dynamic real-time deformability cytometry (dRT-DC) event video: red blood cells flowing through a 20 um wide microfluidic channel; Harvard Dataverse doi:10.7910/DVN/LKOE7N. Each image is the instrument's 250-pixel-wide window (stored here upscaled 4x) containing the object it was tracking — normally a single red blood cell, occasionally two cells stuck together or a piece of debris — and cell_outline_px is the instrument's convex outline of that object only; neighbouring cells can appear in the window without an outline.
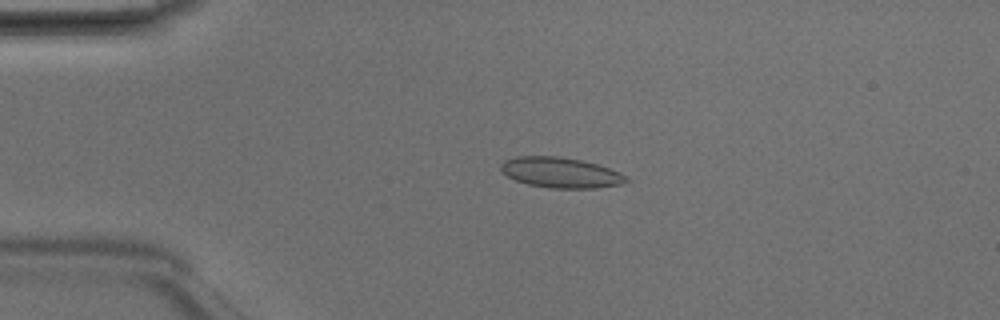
{"species": "Egyptian fruit bat (a non-hibernating species)", "species_latin": "Rousettus aegyptiacus", "temperature_condition": "room temperature", "stored_images_in_passage": 39, "camera_frame_rate_fps": 3000, "um_per_image_px": 0.085, "animal": {"sex": "male"}, "frame": {"image": 1, "passage_image": 2, "time_ms": 0.333, "image_size_px": [1000, 320], "cell_outline_px": [[628, 180], [620, 184], [596, 188], [548, 188], [528, 184], [516, 180], [508, 176], [500, 168], [500, 164], [504, 160], [516, 156], [560, 156], [580, 160], [596, 164], [620, 172], [628, 176]], "centroid_in_image_um": [47.64, 14.66], "position_along_channel_um": 37.4, "area_um2": 22.14}}
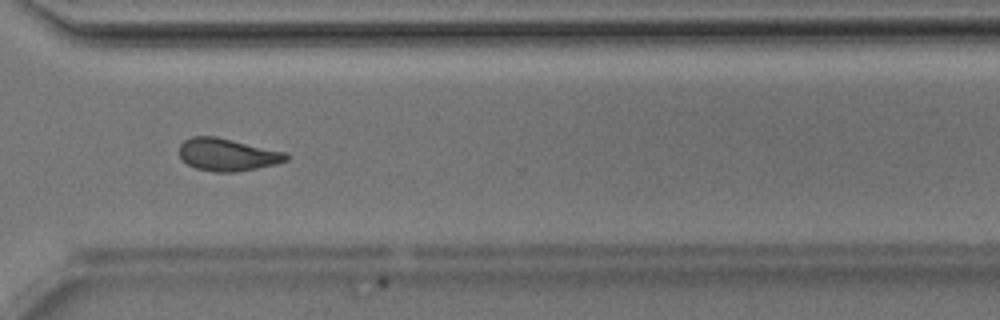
{"frame": {"image": 2, "passage_image": 27, "time_ms": 8.667, "image_size_px": [1000, 320], "cell_outline_px": [[288, 160], [276, 164], [236, 172], [216, 172], [196, 168], [188, 164], [180, 156], [180, 144], [184, 140], [192, 136], [216, 136], [284, 152], [288, 156]], "centroid_in_image_um": [19.31, 13.14], "position_along_channel_um": 351.3, "area_um2": 20.0}}
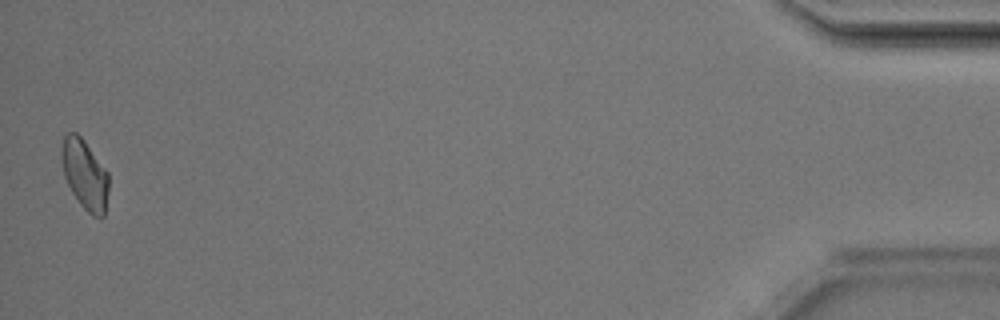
{"frame": {"image": 3, "passage_image": 39, "time_ms": 12.667, "image_size_px": [1000, 320], "cell_outline_px": [[108, 192], [104, 216], [100, 220], [92, 216], [80, 204], [72, 192], [64, 176], [60, 160], [60, 152], [64, 136], [68, 132], [76, 132], [84, 140], [108, 172]], "centroid_in_image_um": [7.2, 14.84], "position_along_channel_um": 428.0, "area_um2": 19.36}, "authors_computed_cell_mechanics": {"area_um2": 19.9988, "velocity_mm_per_s": 4.1954, "shape_relaxation_time_tau1_ms": 4.2847, "shape_relaxation_time_tau2_ms": 1.5771, "deformation_change_tau1": 0.0973, "deformation_change_tau2": 0.0566}}